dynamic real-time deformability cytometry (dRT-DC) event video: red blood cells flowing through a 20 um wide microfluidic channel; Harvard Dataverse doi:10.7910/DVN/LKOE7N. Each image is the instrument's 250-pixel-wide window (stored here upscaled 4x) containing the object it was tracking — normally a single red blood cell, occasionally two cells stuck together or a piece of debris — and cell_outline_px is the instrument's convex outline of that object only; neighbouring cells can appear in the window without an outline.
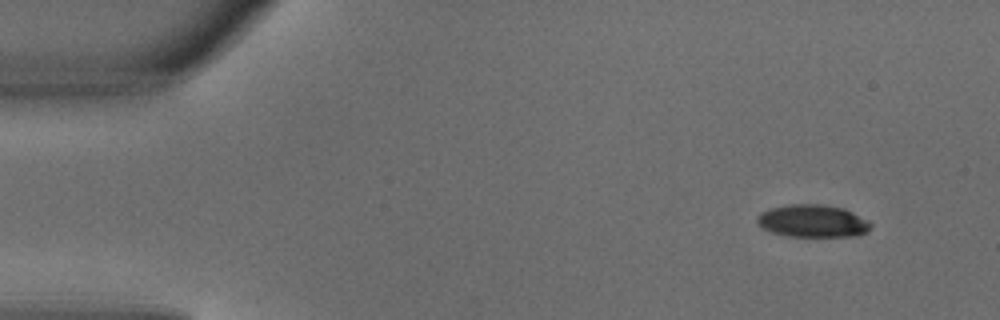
{"species": "common noctule bat (a hibernating species)", "species_latin": "Nyctalus noctula", "temperature_condition": "warm", "stored_images_in_passage": 4, "camera_frame_rate_fps": 3000, "um_per_image_px": 0.085, "animal": {"sex": "male", "body_mass_g": 18.8}, "frame": {"image": 1, "passage_image": 1, "time_ms": 0.0, "image_size_px": [1000, 320], "cell_outline_px": [[872, 224], [868, 232], [856, 236], [788, 236], [772, 232], [756, 224], [756, 216], [760, 212], [768, 208], [788, 204], [824, 204], [844, 208], [868, 220]], "centroid_in_image_um": [69.06, 18.77], "position_along_channel_um": 15.9, "area_um2": 21.79}}
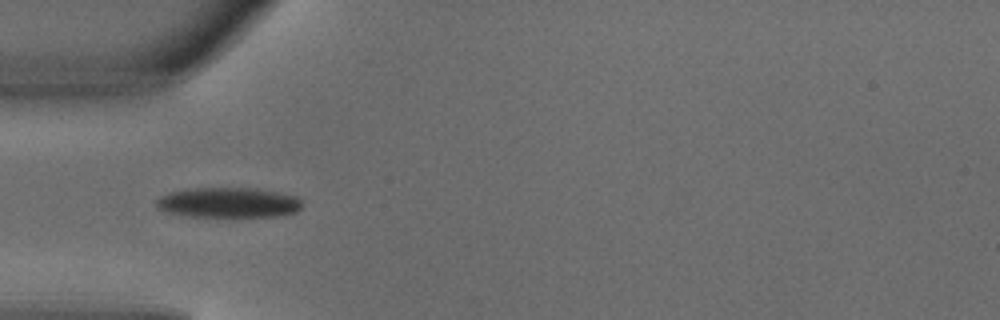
{"frame": {"image": 2, "passage_image": 4, "time_ms": 1.0, "image_size_px": [1000, 320], "cell_outline_px": [[300, 208], [296, 212], [280, 216], [232, 220], [188, 216], [168, 212], [156, 208], [156, 200], [160, 196], [172, 192], [188, 188], [256, 188], [296, 196], [300, 200]], "centroid_in_image_um": [19.42, 17.28], "position_along_channel_um": 65.6, "area_um2": 26.76}}